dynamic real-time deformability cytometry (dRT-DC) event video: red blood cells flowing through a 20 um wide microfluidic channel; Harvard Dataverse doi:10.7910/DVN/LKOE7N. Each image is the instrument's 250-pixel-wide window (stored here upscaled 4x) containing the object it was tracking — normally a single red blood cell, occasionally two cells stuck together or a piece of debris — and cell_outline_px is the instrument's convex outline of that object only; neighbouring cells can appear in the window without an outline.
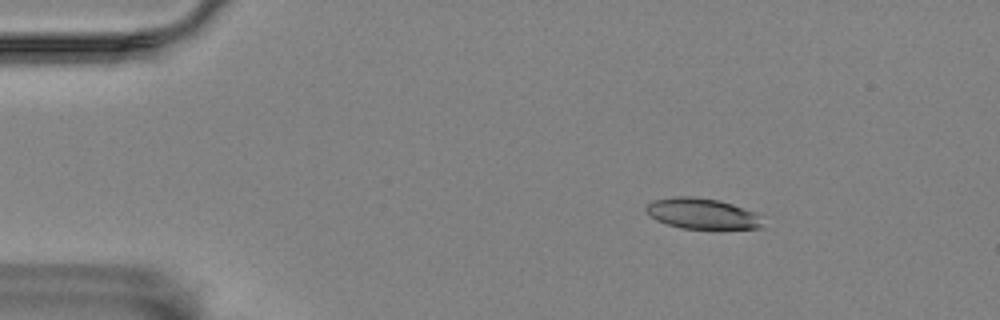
{"species": "Egyptian fruit bat (a non-hibernating species)", "species_latin": "Rousettus aegyptiacus", "temperature_condition": "room temperature", "stored_images_in_passage": 52, "segment_of_instrument_passage": [1, 2], "camera_frame_rate_fps": 3000, "um_per_image_px": 0.085, "animal": {"sex": "female"}, "frame": {"image": 1, "passage_image": 3, "time_ms": 0.667, "image_size_px": [1000, 320], "cell_outline_px": [[764, 228], [680, 228], [656, 220], [648, 216], [644, 208], [652, 200], [676, 196], [692, 196], [720, 200], [732, 204], [752, 212], [760, 216]], "centroid_in_image_um": [59.62, 18.14], "position_along_channel_um": 25.4, "area_um2": 20.75}}
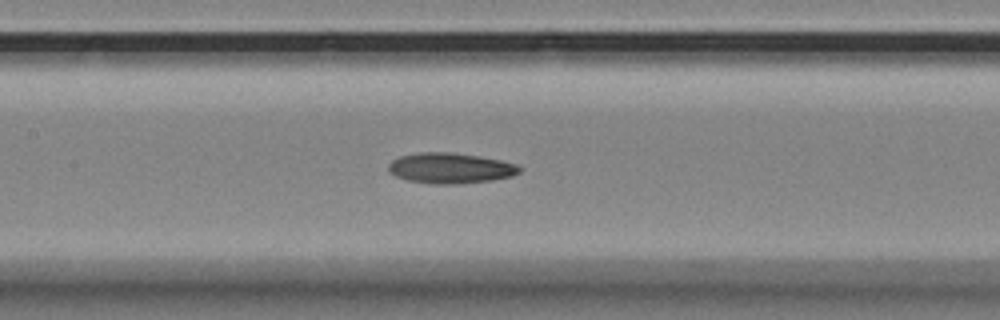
{"frame": {"image": 2, "passage_image": 21, "time_ms": 6.667, "image_size_px": [1000, 320], "cell_outline_px": [[524, 168], [520, 172], [512, 176], [492, 180], [456, 184], [432, 184], [408, 180], [396, 176], [388, 172], [388, 164], [392, 160], [400, 156], [420, 152], [452, 152], [480, 156], [500, 160], [516, 164]], "centroid_in_image_um": [38.29, 14.29], "position_along_channel_um": 169.1, "area_um2": 23.47}}
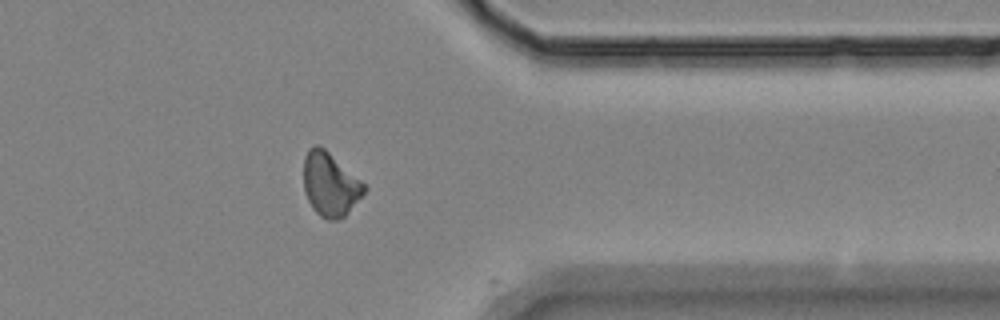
{"frame": {"image": 3, "passage_image": 40, "time_ms": 13.0, "image_size_px": [1000, 320], "cell_outline_px": [[368, 188], [348, 212], [344, 216], [336, 220], [328, 220], [320, 216], [312, 208], [304, 192], [304, 156], [308, 148], [316, 144], [324, 148], [360, 180]], "centroid_in_image_um": [28.04, 15.67], "position_along_channel_um": 383.4, "area_um2": 22.25}}